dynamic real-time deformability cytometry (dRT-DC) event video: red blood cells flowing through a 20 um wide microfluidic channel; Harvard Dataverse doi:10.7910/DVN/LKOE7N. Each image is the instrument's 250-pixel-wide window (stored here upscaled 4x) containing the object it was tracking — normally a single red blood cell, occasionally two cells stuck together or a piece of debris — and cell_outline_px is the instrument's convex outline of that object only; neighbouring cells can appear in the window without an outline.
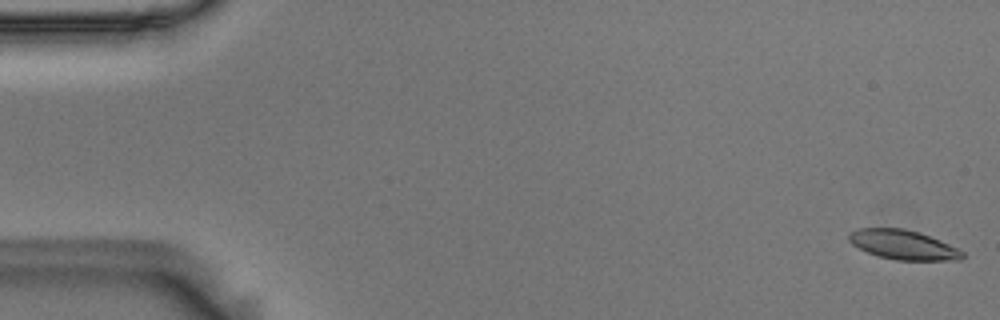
{"species": "Egyptian fruit bat (a non-hibernating species)", "species_latin": "Rousettus aegyptiacus", "temperature_condition": "room temperature", "stored_images_in_passage": 56, "camera_frame_rate_fps": 3000, "um_per_image_px": 0.085, "animal": {"sex": "male"}, "frame": {"image": 1, "passage_image": 1, "time_ms": 0.0, "image_size_px": [1000, 320], "cell_outline_px": [[964, 256], [960, 260], [896, 260], [880, 256], [868, 252], [852, 244], [848, 240], [848, 236], [856, 228], [904, 228], [920, 232], [948, 244], [964, 252]], "centroid_in_image_um": [76.77, 20.8], "position_along_channel_um": 8.2, "area_um2": 19.31}}
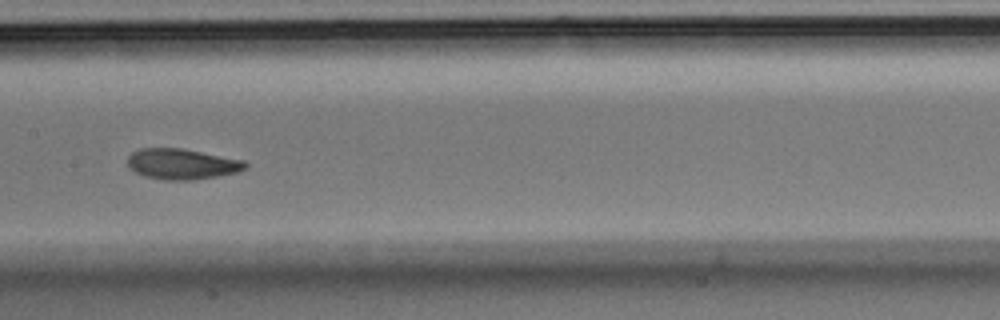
{"frame": {"image": 2, "passage_image": 28, "time_ms": 9.0, "image_size_px": [1000, 320], "cell_outline_px": [[248, 168], [236, 172], [220, 176], [192, 180], [164, 180], [144, 176], [128, 168], [128, 156], [132, 152], [140, 148], [180, 148], [244, 160], [248, 164]], "centroid_in_image_um": [15.46, 13.95], "position_along_channel_um": 191.9, "area_um2": 21.1}}
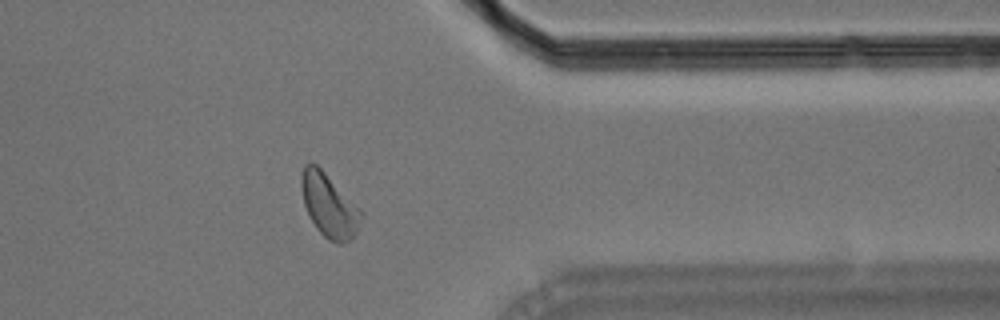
{"frame": {"image": 3, "passage_image": 45, "time_ms": 14.667, "image_size_px": [1000, 320], "cell_outline_px": [[360, 212], [356, 232], [352, 240], [340, 244], [328, 240], [316, 228], [304, 204], [300, 188], [300, 180], [304, 164], [316, 164], [360, 208]], "centroid_in_image_um": [27.93, 17.47], "position_along_channel_um": 383.5, "area_um2": 21.56}, "authors_computed_cell_mechanics": {"area_um2": 20.8658, "velocity_mm_per_s": 3.5863, "shape_relaxation_time_tau1_ms": 2.2554, "shape_relaxation_time_tau2_ms": 2.2046, "deformation_change_tau1": 0.1258, "deformation_change_tau2": 0.087}}